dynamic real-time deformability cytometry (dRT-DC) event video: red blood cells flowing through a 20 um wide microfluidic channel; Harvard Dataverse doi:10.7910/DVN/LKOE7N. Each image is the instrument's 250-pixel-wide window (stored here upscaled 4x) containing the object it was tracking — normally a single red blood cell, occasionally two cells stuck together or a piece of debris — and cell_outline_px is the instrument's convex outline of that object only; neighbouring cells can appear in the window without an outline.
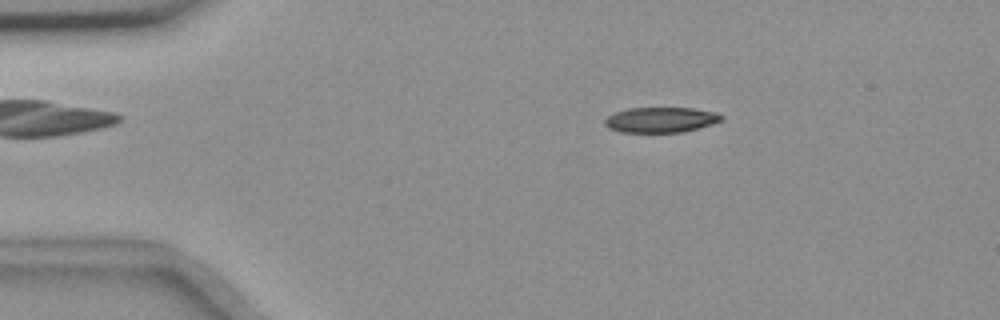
{"species": "common noctule bat (a hibernating species)", "species_latin": "Nyctalus noctula", "temperature_condition": "room temperature", "stored_images_in_passage": 49, "camera_frame_rate_fps": 3000, "um_per_image_px": 0.085, "animal": {"sex": "female", "body_mass_g": 18.4}, "frame": {"image": 1, "passage_image": 4, "time_ms": 1.0, "image_size_px": [1000, 320], "cell_outline_px": [[724, 120], [712, 124], [680, 132], [620, 132], [608, 128], [604, 124], [604, 120], [612, 112], [628, 108], [692, 108], [716, 112], [724, 116]], "centroid_in_image_um": [56.14, 10.17], "position_along_channel_um": 28.9, "area_um2": 17.28}}
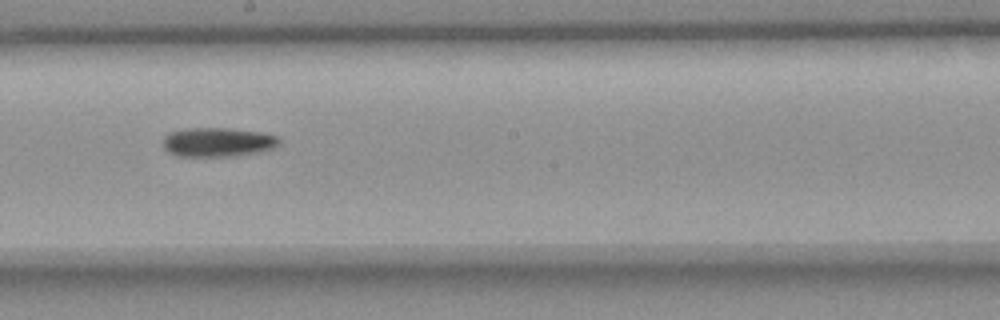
{"frame": {"image": 2, "passage_image": 25, "time_ms": 8.0, "image_size_px": [1000, 320], "cell_outline_px": [[280, 144], [272, 148], [260, 152], [236, 156], [176, 156], [168, 152], [160, 144], [164, 136], [168, 132], [184, 128], [228, 128], [260, 132], [280, 136]], "centroid_in_image_um": [18.47, 12.08], "position_along_channel_um": 229.7, "area_um2": 20.17}}
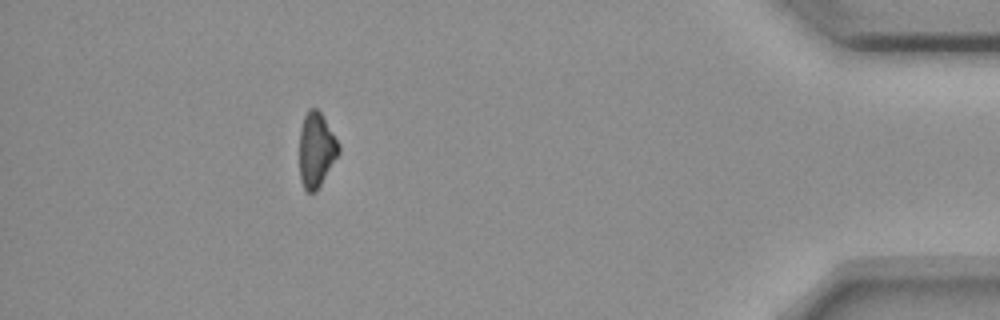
{"frame": {"image": 3, "passage_image": 44, "time_ms": 14.333, "image_size_px": [1000, 320], "cell_outline_px": [[340, 152], [316, 192], [308, 192], [304, 188], [300, 180], [300, 128], [304, 116], [308, 108], [316, 108], [320, 112], [340, 144]], "centroid_in_image_um": [26.88, 12.73], "position_along_channel_um": 408.3, "area_um2": 17.05}}